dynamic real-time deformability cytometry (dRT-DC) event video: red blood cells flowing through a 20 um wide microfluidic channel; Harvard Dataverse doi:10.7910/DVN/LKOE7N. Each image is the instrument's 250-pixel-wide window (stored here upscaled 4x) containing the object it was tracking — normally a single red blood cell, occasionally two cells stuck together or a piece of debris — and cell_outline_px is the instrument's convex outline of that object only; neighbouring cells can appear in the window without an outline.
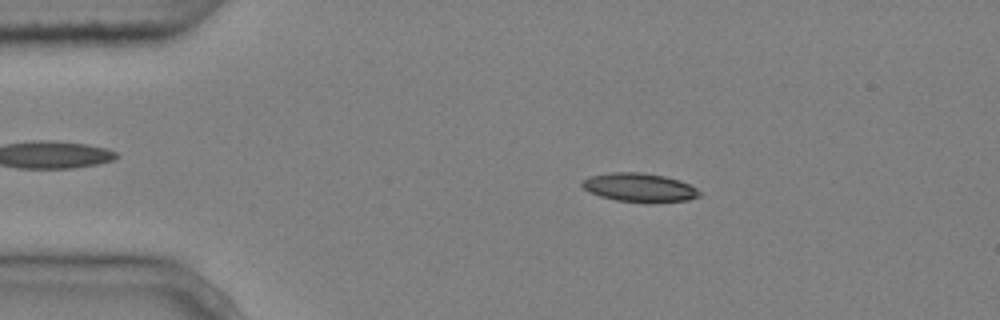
{"species": "common noctule bat (a hibernating species)", "species_latin": "Nyctalus noctula", "temperature_condition": "cold", "stored_images_in_passage": 3, "camera_frame_rate_fps": 3000, "um_per_image_px": 0.085, "animal": {"sex": "male", "body_mass_g": 20.4}, "frame": {"image": 1, "passage_image": 2, "time_ms": 0.333, "image_size_px": [1000, 320], "cell_outline_px": [[700, 196], [688, 200], [644, 204], [616, 200], [600, 196], [588, 192], [580, 184], [588, 176], [612, 172], [644, 172], [664, 176], [680, 180], [696, 188], [700, 192]], "centroid_in_image_um": [54.34, 15.95], "position_along_channel_um": 30.7, "area_um2": 20.0}}